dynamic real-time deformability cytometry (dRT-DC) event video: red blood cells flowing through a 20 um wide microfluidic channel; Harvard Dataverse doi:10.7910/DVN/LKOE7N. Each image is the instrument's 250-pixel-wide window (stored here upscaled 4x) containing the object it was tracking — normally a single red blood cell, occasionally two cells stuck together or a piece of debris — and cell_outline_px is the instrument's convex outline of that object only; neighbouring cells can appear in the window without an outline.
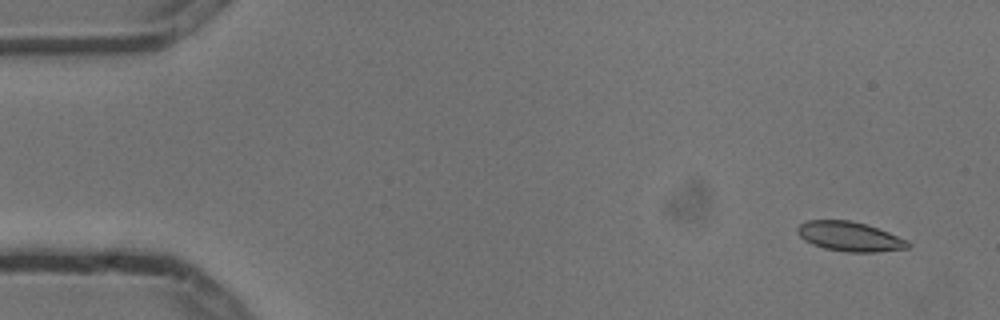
{"species": "common noctule bat (a hibernating species)", "species_latin": "Nyctalus noctula", "temperature_condition": "cold", "stored_images_in_passage": 10, "camera_frame_rate_fps": 3000, "um_per_image_px": 0.085, "animal": {"sex": "male", "body_mass_g": 13.3}, "frame": {"image": 1, "passage_image": 1, "time_ms": 0.0, "image_size_px": [1000, 320], "cell_outline_px": [[912, 244], [908, 248], [876, 252], [848, 252], [824, 248], [812, 244], [804, 240], [796, 232], [796, 228], [804, 220], [852, 220], [888, 232], [908, 240]], "centroid_in_image_um": [72.2, 20.1], "position_along_channel_um": 12.8, "area_um2": 19.07}}
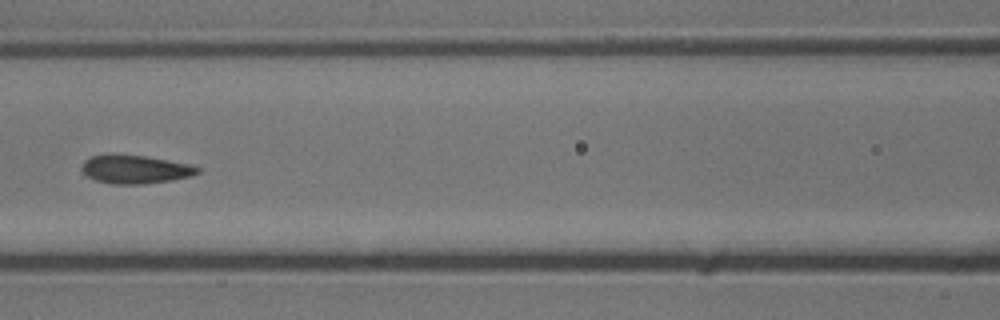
{"frame": {"image": 2, "passage_image": 7, "time_ms": 2.0, "image_size_px": [1000, 320], "cell_outline_px": [[200, 172], [192, 176], [172, 180], [144, 184], [112, 184], [96, 180], [88, 176], [80, 168], [84, 160], [92, 156], [108, 152], [112, 152], [144, 156], [192, 164], [200, 168]], "centroid_in_image_um": [11.48, 14.36], "position_along_channel_um": 155.1, "area_um2": 19.65}}
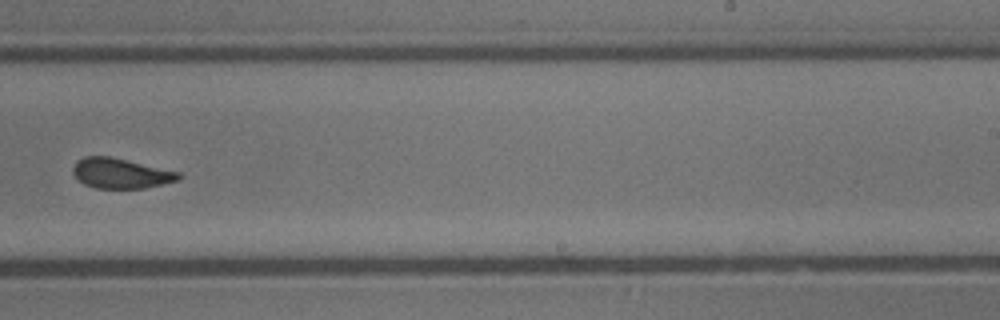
{"frame": {"image": 3, "passage_image": 10, "time_ms": 3.0, "image_size_px": [1000, 320], "cell_outline_px": [[180, 180], [144, 188], [96, 188], [84, 184], [72, 172], [72, 168], [76, 160], [84, 156], [108, 156], [180, 172]], "centroid_in_image_um": [10.24, 14.73], "position_along_channel_um": 278.8, "area_um2": 18.38}}